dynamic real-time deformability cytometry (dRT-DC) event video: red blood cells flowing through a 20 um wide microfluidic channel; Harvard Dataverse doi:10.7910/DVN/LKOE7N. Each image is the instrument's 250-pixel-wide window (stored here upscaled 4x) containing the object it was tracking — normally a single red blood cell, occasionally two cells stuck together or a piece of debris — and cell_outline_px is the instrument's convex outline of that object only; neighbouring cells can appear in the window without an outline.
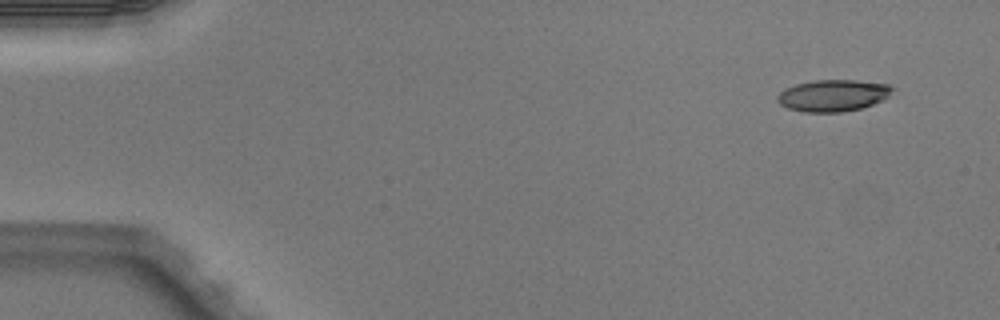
{"species": "Egyptian fruit bat (a non-hibernating species)", "species_latin": "Rousettus aegyptiacus", "temperature_condition": "warm", "stored_images_in_passage": 4, "camera_frame_rate_fps": 3000, "um_per_image_px": 0.085, "animal": {"sex": "male"}, "frame": {"image": 1, "passage_image": 1, "time_ms": 0.0, "image_size_px": [1000, 320], "cell_outline_px": [[896, 88], [884, 100], [860, 108], [840, 112], [804, 112], [788, 108], [780, 104], [776, 100], [776, 96], [784, 88], [796, 84], [816, 80], [856, 80], [888, 84]], "centroid_in_image_um": [70.81, 8.11], "position_along_channel_um": 14.2, "area_um2": 21.33}}
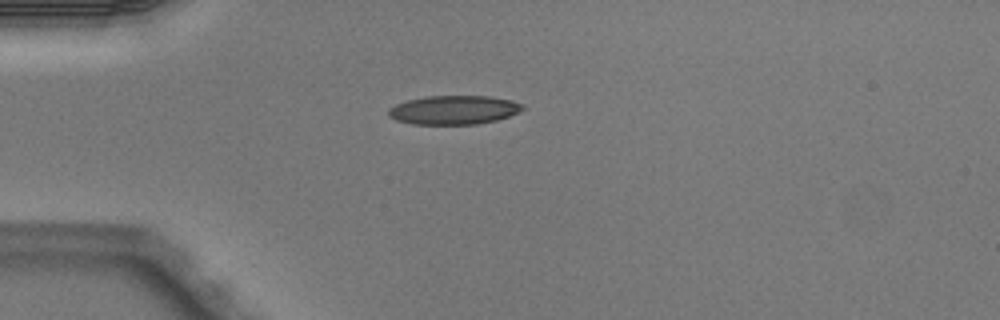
{"frame": {"image": 2, "passage_image": 4, "time_ms": 1.0, "image_size_px": [1000, 320], "cell_outline_px": [[524, 108], [520, 112], [496, 120], [476, 124], [412, 124], [396, 120], [388, 116], [388, 108], [396, 104], [408, 100], [428, 96], [488, 96], [512, 100], [524, 104]], "centroid_in_image_um": [38.58, 9.34], "position_along_channel_um": 46.4, "area_um2": 22.6}}